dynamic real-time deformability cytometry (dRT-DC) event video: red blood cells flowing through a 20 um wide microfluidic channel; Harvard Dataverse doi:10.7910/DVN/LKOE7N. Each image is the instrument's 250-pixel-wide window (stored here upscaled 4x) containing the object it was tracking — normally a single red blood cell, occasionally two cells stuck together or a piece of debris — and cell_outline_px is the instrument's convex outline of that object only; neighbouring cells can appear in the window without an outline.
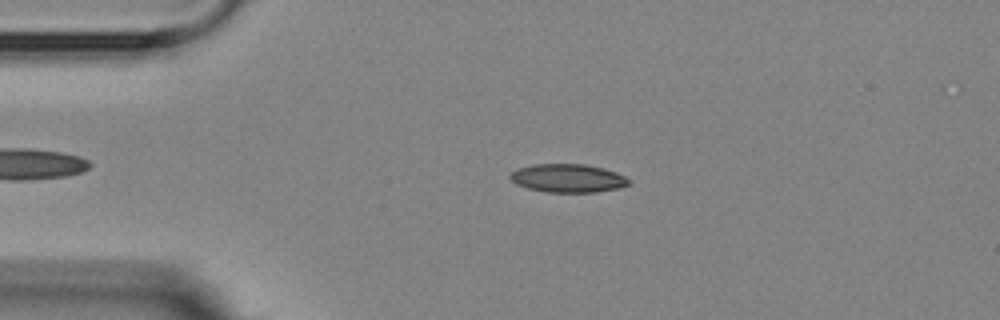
{"species": "Egyptian fruit bat (a non-hibernating species)", "species_latin": "Rousettus aegyptiacus", "temperature_condition": "room temperature", "stored_images_in_passage": 4, "camera_frame_rate_fps": 3000, "um_per_image_px": 0.085, "animal": {"sex": "female"}, "frame": {"image": 1, "passage_image": 3, "time_ms": 2.333, "image_size_px": [1000, 320], "cell_outline_px": [[632, 184], [620, 188], [596, 192], [548, 192], [528, 188], [516, 184], [508, 176], [516, 168], [532, 164], [584, 164], [604, 168], [616, 172], [632, 180]], "centroid_in_image_um": [48.3, 15.14], "position_along_channel_um": 36.7, "area_um2": 19.83}}